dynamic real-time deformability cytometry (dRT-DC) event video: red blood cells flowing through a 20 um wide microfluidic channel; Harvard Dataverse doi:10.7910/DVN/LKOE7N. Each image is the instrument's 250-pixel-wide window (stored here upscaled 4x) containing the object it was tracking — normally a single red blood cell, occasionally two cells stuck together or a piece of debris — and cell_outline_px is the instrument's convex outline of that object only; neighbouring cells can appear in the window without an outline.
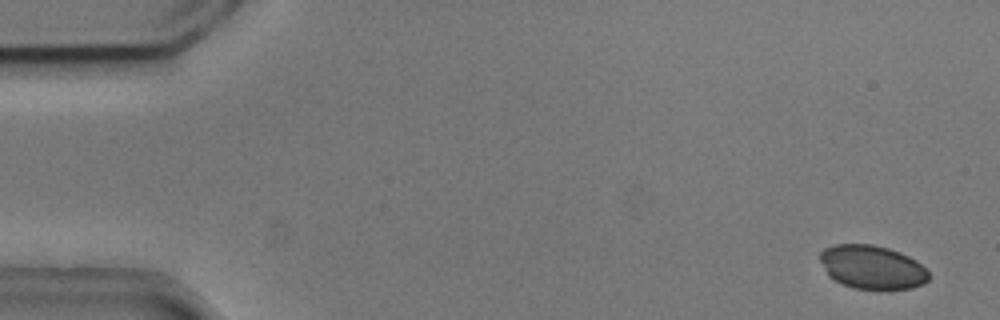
{"species": "common noctule bat (a hibernating species)", "species_latin": "Nyctalus noctula", "temperature_condition": "cold", "stored_images_in_passage": 5, "camera_frame_rate_fps": 3000, "um_per_image_px": 0.085, "animal": {"sex": "male", "body_mass_g": 20.5, "forearm_length_mm": 52.5}, "frame": {"image": 1, "passage_image": 1, "time_ms": 0.0, "image_size_px": [1000, 320], "cell_outline_px": [[928, 280], [924, 284], [912, 288], [888, 292], [880, 292], [852, 288], [840, 284], [828, 276], [820, 260], [820, 252], [824, 248], [836, 244], [872, 244], [888, 248], [900, 252], [916, 260], [928, 272]], "centroid_in_image_um": [74.13, 22.76], "position_along_channel_um": 10.9, "area_um2": 28.55}}